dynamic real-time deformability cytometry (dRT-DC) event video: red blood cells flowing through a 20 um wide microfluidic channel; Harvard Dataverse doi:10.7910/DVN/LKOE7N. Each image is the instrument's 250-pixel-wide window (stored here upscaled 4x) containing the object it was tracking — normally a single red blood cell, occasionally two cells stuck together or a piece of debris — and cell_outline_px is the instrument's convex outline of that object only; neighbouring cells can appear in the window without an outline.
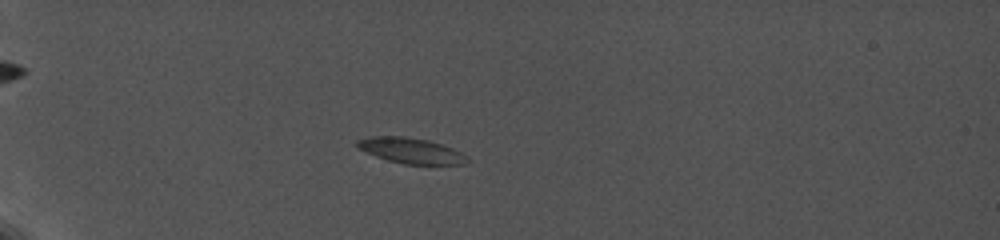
{"species": "common noctule bat (a hibernating species)", "species_latin": "Nyctalus noctula", "temperature_condition": "cold", "stored_images_in_passage": 35, "camera_frame_rate_fps": 5000, "um_per_image_px": 0.085, "animal": {"sex": "female", "body_mass_g": 19.0, "forearm_length_mm": 56.7}, "frame": {"image": 1, "passage_image": 10, "time_ms": 4.2, "image_size_px": [1000, 240], "cell_outline_px": [[472, 160], [468, 164], [404, 164], [388, 160], [376, 156], [356, 148], [356, 140], [372, 136], [404, 136], [428, 140], [452, 148], [468, 156]], "centroid_in_image_um": [34.95, 12.8], "position_along_channel_um": 50.1, "area_um2": 16.47}}
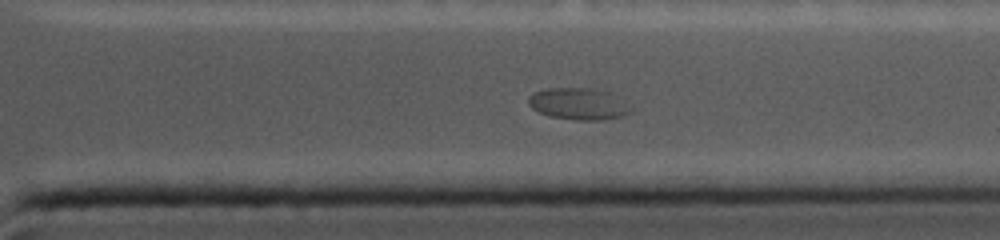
{"frame": {"image": 2, "passage_image": 31, "time_ms": 14.4, "image_size_px": [1000, 240], "cell_outline_px": [[636, 108], [632, 112], [624, 116], [604, 120], [576, 120], [548, 116], [532, 108], [528, 104], [528, 96], [532, 92], [548, 88], [596, 88], [608, 92], [616, 96]], "centroid_in_image_um": [49.22, 8.83], "position_along_channel_um": 362.2, "area_um2": 19.36}}
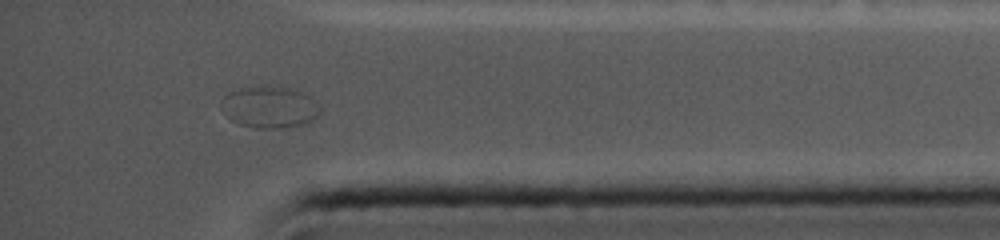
{"frame": {"image": 3, "passage_image": 34, "time_ms": 15.8, "image_size_px": [1000, 240], "cell_outline_px": [[320, 116], [312, 120], [300, 124], [280, 128], [256, 128], [240, 124], [232, 120], [228, 116], [220, 104], [220, 100], [228, 92], [240, 88], [256, 84], [292, 88], [304, 92], [316, 100], [320, 104]], "centroid_in_image_um": [22.93, 9.06], "position_along_channel_um": 412.3, "area_um2": 24.45}, "authors_computed_cell_mechanics": {"area_um2": 17.1088, "velocity_mm_per_s": 3.5544, "shape_relaxation_time_tau1_ms": 9.691, "shape_relaxation_time_tau2_ms": null, "deformation_change_tau1": 0.1738, "deformation_change_tau2": null}}